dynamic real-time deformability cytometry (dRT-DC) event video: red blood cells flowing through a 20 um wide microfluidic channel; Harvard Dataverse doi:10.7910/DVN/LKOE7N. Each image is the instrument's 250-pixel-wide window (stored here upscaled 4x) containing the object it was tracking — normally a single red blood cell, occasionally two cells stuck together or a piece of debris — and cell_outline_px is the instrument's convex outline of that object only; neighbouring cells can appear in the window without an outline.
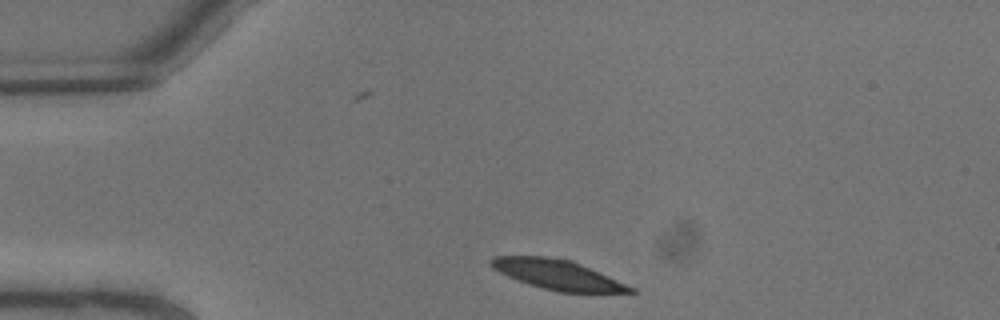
{"species": "common noctule bat (a hibernating species)", "species_latin": "Nyctalus noctula", "temperature_condition": "warm", "stored_images_in_passage": 4, "camera_frame_rate_fps": 3000, "um_per_image_px": 0.085, "animal": {"sex": "male", "body_mass_g": 13.3}, "frame": {"image": 1, "passage_image": 1, "time_ms": 0.0, "image_size_px": [1000, 320], "cell_outline_px": [[636, 292], [560, 292], [528, 284], [508, 276], [492, 268], [488, 264], [488, 260], [492, 256], [544, 256], [572, 260], [636, 288]], "centroid_in_image_um": [47.36, 23.33], "position_along_channel_um": 37.6, "area_um2": 23.99}}
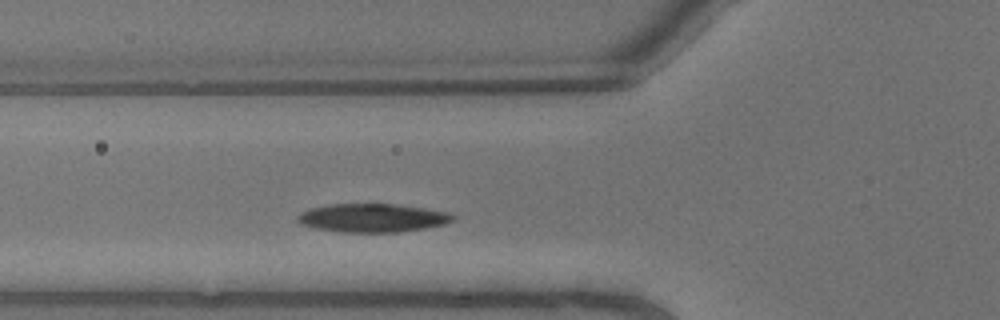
{"frame": {"image": 2, "passage_image": 4, "time_ms": 1.0, "image_size_px": [1000, 320], "cell_outline_px": [[456, 220], [444, 224], [424, 228], [396, 232], [344, 232], [316, 228], [300, 224], [296, 220], [296, 216], [300, 212], [312, 208], [328, 204], [392, 204], [420, 208], [444, 212], [452, 216]], "centroid_in_image_um": [31.58, 18.52], "position_along_channel_um": 94.2, "area_um2": 25.37}}